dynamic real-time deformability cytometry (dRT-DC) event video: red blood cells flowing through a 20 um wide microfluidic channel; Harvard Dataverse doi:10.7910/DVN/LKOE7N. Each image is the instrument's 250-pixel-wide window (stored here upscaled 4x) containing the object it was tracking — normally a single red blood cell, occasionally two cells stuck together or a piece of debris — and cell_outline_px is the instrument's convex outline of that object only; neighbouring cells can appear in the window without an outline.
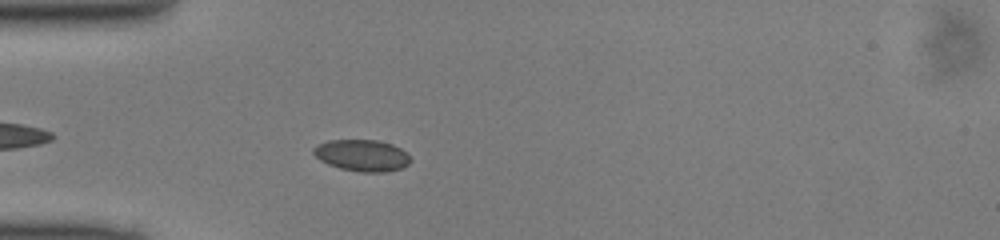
{"species": "common noctule bat (a hibernating species)", "species_latin": "Nyctalus noctula", "temperature_condition": "cold", "stored_images_in_passage": 31, "camera_frame_rate_fps": 3000, "um_per_image_px": 0.085, "animal": {"sex": "male", "body_mass_g": 13.0, "forearm_length_mm": 53.1}, "frame": {"image": 1, "passage_image": 5, "time_ms": 1.333, "image_size_px": [1000, 240], "cell_outline_px": [[412, 160], [408, 164], [400, 168], [388, 172], [360, 172], [340, 168], [328, 164], [320, 160], [312, 152], [312, 148], [328, 140], [376, 140], [392, 144], [400, 148]], "centroid_in_image_um": [30.76, 13.21], "position_along_channel_um": 54.2, "area_um2": 17.74}}
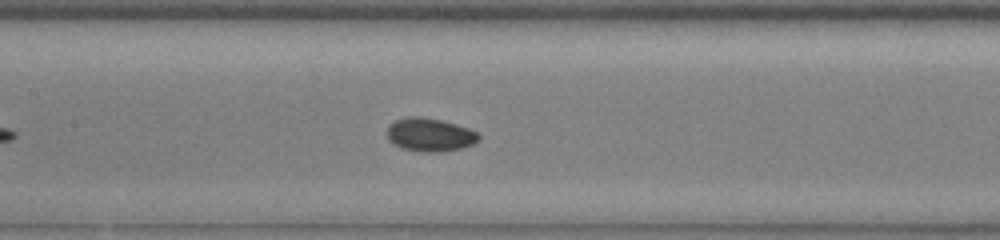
{"frame": {"image": 2, "passage_image": 14, "time_ms": 4.333, "image_size_px": [1000, 240], "cell_outline_px": [[480, 140], [472, 144], [460, 148], [444, 152], [420, 152], [400, 148], [392, 144], [388, 140], [388, 124], [396, 120], [408, 116], [420, 116], [440, 120], [456, 124], [468, 128], [476, 132], [480, 136]], "centroid_in_image_um": [36.51, 11.46], "position_along_channel_um": 170.9, "area_um2": 17.98}}
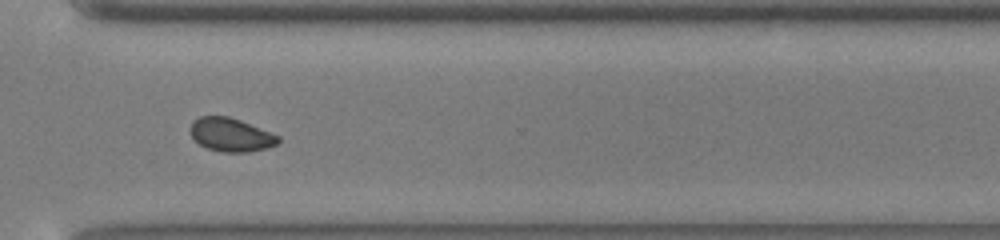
{"frame": {"image": 3, "passage_image": 27, "time_ms": 8.667, "image_size_px": [1000, 240], "cell_outline_px": [[280, 140], [276, 144], [264, 148], [248, 152], [220, 152], [208, 148], [200, 144], [192, 136], [188, 128], [192, 120], [200, 116], [228, 116], [240, 120], [280, 136]], "centroid_in_image_um": [19.58, 11.44], "position_along_channel_um": 351.0, "area_um2": 17.11}}